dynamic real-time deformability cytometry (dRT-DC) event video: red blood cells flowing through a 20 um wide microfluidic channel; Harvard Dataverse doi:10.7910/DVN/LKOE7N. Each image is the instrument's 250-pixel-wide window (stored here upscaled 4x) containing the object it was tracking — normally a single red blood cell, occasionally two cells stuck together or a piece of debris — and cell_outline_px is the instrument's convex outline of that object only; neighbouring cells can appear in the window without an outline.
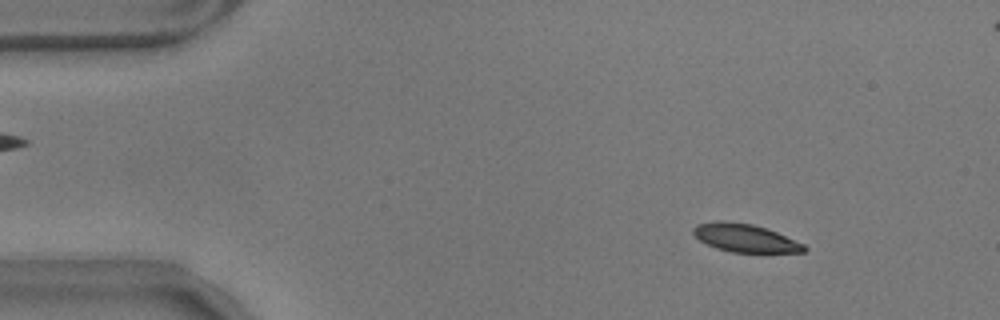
{"species": "common noctule bat (a hibernating species)", "species_latin": "Nyctalus noctula", "temperature_condition": "warm", "stored_images_in_passage": 58, "camera_frame_rate_fps": 3000, "um_per_image_px": 0.085, "animal": {"sex": "male", "body_mass_g": 17.9}, "frame": {"image": 1, "passage_image": 7, "time_ms": 2.0, "image_size_px": [1000, 320], "cell_outline_px": [[808, 248], [804, 252], [732, 252], [716, 248], [700, 240], [692, 232], [692, 228], [696, 224], [720, 220], [724, 220], [752, 224], [776, 232], [804, 244]], "centroid_in_image_um": [63.31, 20.22], "position_along_channel_um": 21.7, "area_um2": 17.98}}
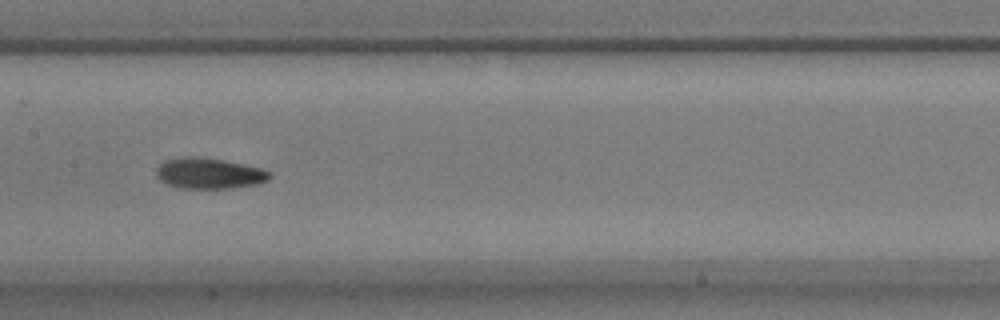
{"frame": {"image": 2, "passage_image": 28, "time_ms": 9.0, "image_size_px": [1000, 320], "cell_outline_px": [[272, 176], [268, 180], [260, 184], [232, 188], [180, 188], [168, 184], [160, 180], [156, 176], [156, 168], [164, 160], [184, 156], [196, 156], [224, 160], [244, 164], [260, 168], [272, 172]], "centroid_in_image_um": [17.79, 14.73], "position_along_channel_um": 189.6, "area_um2": 20.58}}
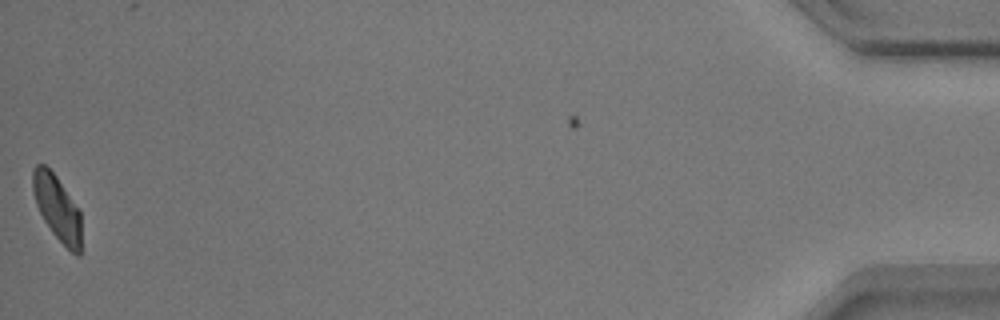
{"frame": {"image": 3, "passage_image": 57, "time_ms": 18.667, "image_size_px": [1000, 320], "cell_outline_px": [[80, 256], [76, 256], [52, 232], [44, 220], [36, 204], [32, 188], [32, 168], [36, 164], [44, 164], [56, 176], [80, 208]], "centroid_in_image_um": [4.85, 17.63], "position_along_channel_um": 430.3, "area_um2": 18.38}, "authors_computed_cell_mechanics": {"area_um2": 19.4786, "velocity_mm_per_s": 3.5036, "shape_relaxation_time_tau1_ms": 5.6834, "shape_relaxation_time_tau2_ms": 3.3744, "deformation_change_tau1": 0.2068, "deformation_change_tau2": 0.0976}}